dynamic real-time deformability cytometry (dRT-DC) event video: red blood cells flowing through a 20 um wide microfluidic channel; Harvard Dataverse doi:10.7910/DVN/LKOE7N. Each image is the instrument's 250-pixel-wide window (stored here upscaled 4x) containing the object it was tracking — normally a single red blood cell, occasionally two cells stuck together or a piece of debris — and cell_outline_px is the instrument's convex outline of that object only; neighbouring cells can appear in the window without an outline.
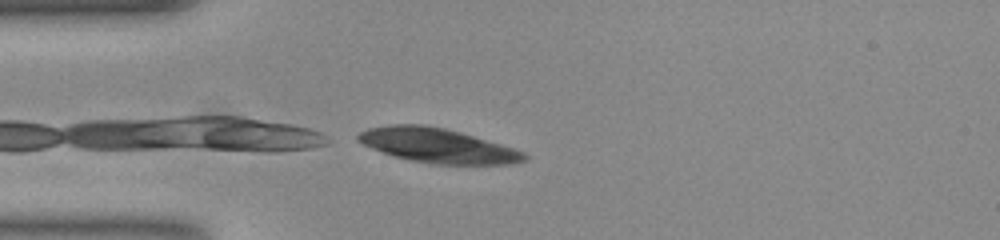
{"species": "common noctule bat (a hibernating species)", "species_latin": "Nyctalus noctula", "temperature_condition": "room temperature", "stored_images_in_passage": 41, "camera_frame_rate_fps": 3000, "um_per_image_px": 0.085, "animal": {"sex": "female", "body_mass_g": 23.0, "forearm_length_mm": 53.4}, "frame": {"image": 1, "passage_image": 1, "time_ms": 0.0, "image_size_px": [1000, 240], "cell_outline_px": [[528, 160], [512, 164], [432, 164], [412, 160], [396, 156], [372, 148], [356, 140], [356, 136], [360, 132], [368, 128], [388, 124], [424, 124], [444, 128], [460, 132], [500, 144], [524, 152], [528, 156]], "centroid_in_image_um": [37.19, 12.36], "position_along_channel_um": 47.8, "area_um2": 33.12}}